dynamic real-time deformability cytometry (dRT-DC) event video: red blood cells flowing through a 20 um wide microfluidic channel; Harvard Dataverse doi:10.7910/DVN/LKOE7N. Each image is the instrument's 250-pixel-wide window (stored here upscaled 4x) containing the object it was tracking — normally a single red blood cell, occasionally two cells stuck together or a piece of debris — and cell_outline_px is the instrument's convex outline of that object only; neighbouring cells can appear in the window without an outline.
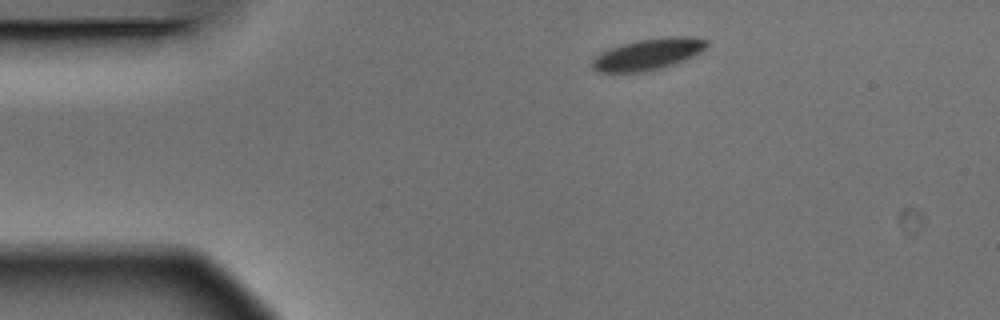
{"species": "Egyptian fruit bat (a non-hibernating species)", "species_latin": "Rousettus aegyptiacus", "temperature_condition": "warm", "stored_images_in_passage": 2, "camera_frame_rate_fps": 3000, "um_per_image_px": 0.085, "animal": {"sex": "male"}, "frame": {"image": 1, "passage_image": 1, "time_ms": 0.0, "image_size_px": [1000, 320], "cell_outline_px": [[708, 44], [700, 52], [684, 60], [660, 68], [644, 72], [596, 72], [592, 68], [592, 60], [600, 52], [620, 44], [636, 40], [668, 36], [692, 36], [708, 40]], "centroid_in_image_um": [55.06, 4.6], "position_along_channel_um": 29.9, "area_um2": 20.98}}